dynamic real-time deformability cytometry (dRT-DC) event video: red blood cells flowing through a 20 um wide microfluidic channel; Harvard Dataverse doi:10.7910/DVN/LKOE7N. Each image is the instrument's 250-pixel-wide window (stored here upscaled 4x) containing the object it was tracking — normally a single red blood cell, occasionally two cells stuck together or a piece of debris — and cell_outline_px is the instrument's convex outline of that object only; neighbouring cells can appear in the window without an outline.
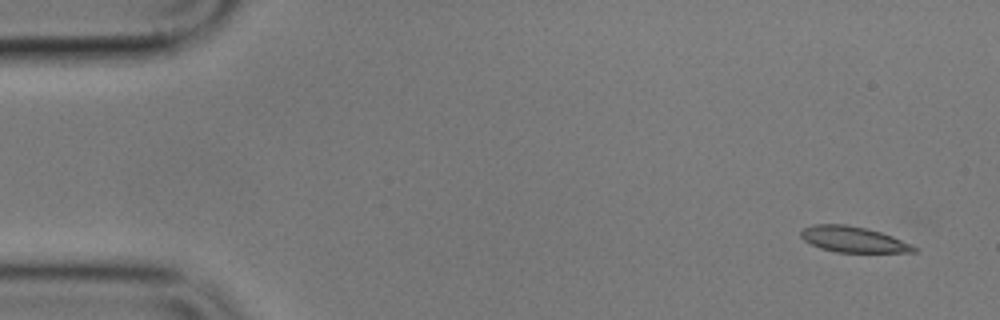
{"species": "common noctule bat (a hibernating species)", "species_latin": "Nyctalus noctula", "temperature_condition": "cold", "stored_images_in_passage": 5, "camera_frame_rate_fps": 3000, "um_per_image_px": 0.085, "animal": {"sex": "male", "body_mass_g": 17.9}, "frame": {"image": 1, "passage_image": 1, "time_ms": 0.0, "image_size_px": [1000, 320], "cell_outline_px": [[920, 248], [916, 252], [836, 252], [820, 248], [804, 240], [800, 236], [800, 232], [804, 228], [812, 224], [844, 224], [864, 228], [880, 232], [892, 236], [912, 244]], "centroid_in_image_um": [72.54, 20.35], "position_along_channel_um": 12.5, "area_um2": 16.94}}
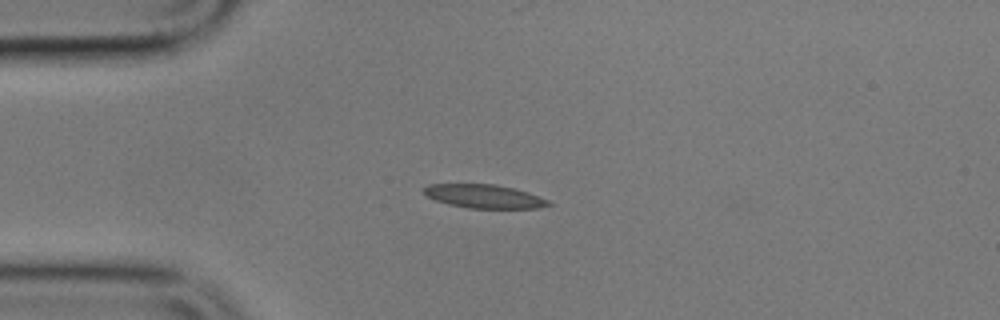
{"frame": {"image": 2, "passage_image": 4, "time_ms": 3.667, "image_size_px": [1000, 320], "cell_outline_px": [[552, 204], [540, 208], [468, 208], [448, 204], [436, 200], [428, 196], [424, 192], [424, 188], [428, 184], [496, 184], [516, 188], [528, 192], [548, 200]], "centroid_in_image_um": [41.18, 16.68], "position_along_channel_um": 43.8, "area_um2": 17.11}}